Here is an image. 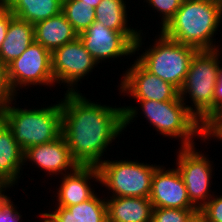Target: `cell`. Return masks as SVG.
<instances>
[{"instance_id": "obj_1", "label": "cell", "mask_w": 222, "mask_h": 222, "mask_svg": "<svg viewBox=\"0 0 222 222\" xmlns=\"http://www.w3.org/2000/svg\"><path fill=\"white\" fill-rule=\"evenodd\" d=\"M79 92H66L60 100L62 135L79 166L98 167L107 146L138 117V108L101 105Z\"/></svg>"}, {"instance_id": "obj_2", "label": "cell", "mask_w": 222, "mask_h": 222, "mask_svg": "<svg viewBox=\"0 0 222 222\" xmlns=\"http://www.w3.org/2000/svg\"><path fill=\"white\" fill-rule=\"evenodd\" d=\"M221 20L222 7L218 0H183L175 16L160 32L198 51L217 50L219 47L213 40Z\"/></svg>"}, {"instance_id": "obj_3", "label": "cell", "mask_w": 222, "mask_h": 222, "mask_svg": "<svg viewBox=\"0 0 222 222\" xmlns=\"http://www.w3.org/2000/svg\"><path fill=\"white\" fill-rule=\"evenodd\" d=\"M12 99L0 110V118L11 129L15 141L25 151L28 147L52 142L62 135L61 102L42 108H17Z\"/></svg>"}, {"instance_id": "obj_4", "label": "cell", "mask_w": 222, "mask_h": 222, "mask_svg": "<svg viewBox=\"0 0 222 222\" xmlns=\"http://www.w3.org/2000/svg\"><path fill=\"white\" fill-rule=\"evenodd\" d=\"M220 55L219 49L197 51L190 61L185 82L179 90V96L184 103L189 96L193 102L189 111L203 126L214 117V92L221 64Z\"/></svg>"}, {"instance_id": "obj_5", "label": "cell", "mask_w": 222, "mask_h": 222, "mask_svg": "<svg viewBox=\"0 0 222 222\" xmlns=\"http://www.w3.org/2000/svg\"><path fill=\"white\" fill-rule=\"evenodd\" d=\"M139 102L144 117L161 135L181 139V147L194 144L195 136L204 140V126L189 111V105L178 96L175 100L152 101L135 100Z\"/></svg>"}, {"instance_id": "obj_6", "label": "cell", "mask_w": 222, "mask_h": 222, "mask_svg": "<svg viewBox=\"0 0 222 222\" xmlns=\"http://www.w3.org/2000/svg\"><path fill=\"white\" fill-rule=\"evenodd\" d=\"M152 47L139 55L137 61L149 72L180 90L185 82L196 48L167 38L162 32Z\"/></svg>"}, {"instance_id": "obj_7", "label": "cell", "mask_w": 222, "mask_h": 222, "mask_svg": "<svg viewBox=\"0 0 222 222\" xmlns=\"http://www.w3.org/2000/svg\"><path fill=\"white\" fill-rule=\"evenodd\" d=\"M159 165L138 161L104 160L99 166L100 184L111 190L109 197L149 198L152 178Z\"/></svg>"}, {"instance_id": "obj_8", "label": "cell", "mask_w": 222, "mask_h": 222, "mask_svg": "<svg viewBox=\"0 0 222 222\" xmlns=\"http://www.w3.org/2000/svg\"><path fill=\"white\" fill-rule=\"evenodd\" d=\"M78 37L98 64L109 58L114 60L117 57L131 56L140 50L143 43L141 32L114 31L97 21Z\"/></svg>"}, {"instance_id": "obj_9", "label": "cell", "mask_w": 222, "mask_h": 222, "mask_svg": "<svg viewBox=\"0 0 222 222\" xmlns=\"http://www.w3.org/2000/svg\"><path fill=\"white\" fill-rule=\"evenodd\" d=\"M7 79L15 96L20 88L26 86H53L55 81L52 75L51 52L34 41L20 57L7 66Z\"/></svg>"}, {"instance_id": "obj_10", "label": "cell", "mask_w": 222, "mask_h": 222, "mask_svg": "<svg viewBox=\"0 0 222 222\" xmlns=\"http://www.w3.org/2000/svg\"><path fill=\"white\" fill-rule=\"evenodd\" d=\"M180 148L176 157L177 170L186 186L190 201L201 209L214 195L210 194L213 175L212 161L202 151H196L195 145Z\"/></svg>"}, {"instance_id": "obj_11", "label": "cell", "mask_w": 222, "mask_h": 222, "mask_svg": "<svg viewBox=\"0 0 222 222\" xmlns=\"http://www.w3.org/2000/svg\"><path fill=\"white\" fill-rule=\"evenodd\" d=\"M51 60L54 81L67 84L66 92H77V83L98 64L79 37L53 51Z\"/></svg>"}, {"instance_id": "obj_12", "label": "cell", "mask_w": 222, "mask_h": 222, "mask_svg": "<svg viewBox=\"0 0 222 222\" xmlns=\"http://www.w3.org/2000/svg\"><path fill=\"white\" fill-rule=\"evenodd\" d=\"M125 74V75H124ZM123 74L120 93L137 100L169 101L179 96V90L171 83L147 71L137 60Z\"/></svg>"}, {"instance_id": "obj_13", "label": "cell", "mask_w": 222, "mask_h": 222, "mask_svg": "<svg viewBox=\"0 0 222 222\" xmlns=\"http://www.w3.org/2000/svg\"><path fill=\"white\" fill-rule=\"evenodd\" d=\"M160 165L155 169L149 199L155 208L198 209L188 196L183 179L176 169Z\"/></svg>"}, {"instance_id": "obj_14", "label": "cell", "mask_w": 222, "mask_h": 222, "mask_svg": "<svg viewBox=\"0 0 222 222\" xmlns=\"http://www.w3.org/2000/svg\"><path fill=\"white\" fill-rule=\"evenodd\" d=\"M23 161L24 164L27 161H31L38 168L40 167L45 172L47 171L49 176L52 174L53 176L58 174L65 175L79 167L78 163L73 159L63 135L52 142L28 147L24 151Z\"/></svg>"}, {"instance_id": "obj_15", "label": "cell", "mask_w": 222, "mask_h": 222, "mask_svg": "<svg viewBox=\"0 0 222 222\" xmlns=\"http://www.w3.org/2000/svg\"><path fill=\"white\" fill-rule=\"evenodd\" d=\"M56 197L57 206L68 207L90 199L95 193L91 188V179L100 182L96 166H79L75 171L63 175Z\"/></svg>"}, {"instance_id": "obj_16", "label": "cell", "mask_w": 222, "mask_h": 222, "mask_svg": "<svg viewBox=\"0 0 222 222\" xmlns=\"http://www.w3.org/2000/svg\"><path fill=\"white\" fill-rule=\"evenodd\" d=\"M106 199L107 222H151L153 205L144 197Z\"/></svg>"}, {"instance_id": "obj_17", "label": "cell", "mask_w": 222, "mask_h": 222, "mask_svg": "<svg viewBox=\"0 0 222 222\" xmlns=\"http://www.w3.org/2000/svg\"><path fill=\"white\" fill-rule=\"evenodd\" d=\"M77 37L78 34L62 12L34 24V41L51 53Z\"/></svg>"}, {"instance_id": "obj_18", "label": "cell", "mask_w": 222, "mask_h": 222, "mask_svg": "<svg viewBox=\"0 0 222 222\" xmlns=\"http://www.w3.org/2000/svg\"><path fill=\"white\" fill-rule=\"evenodd\" d=\"M34 42V25L13 16L0 48V61L7 67Z\"/></svg>"}, {"instance_id": "obj_19", "label": "cell", "mask_w": 222, "mask_h": 222, "mask_svg": "<svg viewBox=\"0 0 222 222\" xmlns=\"http://www.w3.org/2000/svg\"><path fill=\"white\" fill-rule=\"evenodd\" d=\"M23 154L11 129L0 118V174L11 186L16 185L24 168Z\"/></svg>"}, {"instance_id": "obj_20", "label": "cell", "mask_w": 222, "mask_h": 222, "mask_svg": "<svg viewBox=\"0 0 222 222\" xmlns=\"http://www.w3.org/2000/svg\"><path fill=\"white\" fill-rule=\"evenodd\" d=\"M56 207L54 212L49 214L57 222H107L106 198L102 200L96 193L77 205Z\"/></svg>"}, {"instance_id": "obj_21", "label": "cell", "mask_w": 222, "mask_h": 222, "mask_svg": "<svg viewBox=\"0 0 222 222\" xmlns=\"http://www.w3.org/2000/svg\"><path fill=\"white\" fill-rule=\"evenodd\" d=\"M63 0H5L13 16L31 24L47 20L62 12Z\"/></svg>"}, {"instance_id": "obj_22", "label": "cell", "mask_w": 222, "mask_h": 222, "mask_svg": "<svg viewBox=\"0 0 222 222\" xmlns=\"http://www.w3.org/2000/svg\"><path fill=\"white\" fill-rule=\"evenodd\" d=\"M125 0H102L95 8V21L106 28L119 32H142L128 26Z\"/></svg>"}, {"instance_id": "obj_23", "label": "cell", "mask_w": 222, "mask_h": 222, "mask_svg": "<svg viewBox=\"0 0 222 222\" xmlns=\"http://www.w3.org/2000/svg\"><path fill=\"white\" fill-rule=\"evenodd\" d=\"M62 13L78 35L95 22V9L80 0H63Z\"/></svg>"}, {"instance_id": "obj_24", "label": "cell", "mask_w": 222, "mask_h": 222, "mask_svg": "<svg viewBox=\"0 0 222 222\" xmlns=\"http://www.w3.org/2000/svg\"><path fill=\"white\" fill-rule=\"evenodd\" d=\"M197 209H174L153 207L151 222H187Z\"/></svg>"}, {"instance_id": "obj_25", "label": "cell", "mask_w": 222, "mask_h": 222, "mask_svg": "<svg viewBox=\"0 0 222 222\" xmlns=\"http://www.w3.org/2000/svg\"><path fill=\"white\" fill-rule=\"evenodd\" d=\"M182 1L183 0H145V2L149 3V6H152V10L159 12V15L161 13V29H163L175 16Z\"/></svg>"}, {"instance_id": "obj_26", "label": "cell", "mask_w": 222, "mask_h": 222, "mask_svg": "<svg viewBox=\"0 0 222 222\" xmlns=\"http://www.w3.org/2000/svg\"><path fill=\"white\" fill-rule=\"evenodd\" d=\"M200 210L208 222H222V196L213 195Z\"/></svg>"}, {"instance_id": "obj_27", "label": "cell", "mask_w": 222, "mask_h": 222, "mask_svg": "<svg viewBox=\"0 0 222 222\" xmlns=\"http://www.w3.org/2000/svg\"><path fill=\"white\" fill-rule=\"evenodd\" d=\"M13 203L9 196L0 197V222H20L22 215Z\"/></svg>"}, {"instance_id": "obj_28", "label": "cell", "mask_w": 222, "mask_h": 222, "mask_svg": "<svg viewBox=\"0 0 222 222\" xmlns=\"http://www.w3.org/2000/svg\"><path fill=\"white\" fill-rule=\"evenodd\" d=\"M14 98L7 79V67L0 61V110Z\"/></svg>"}, {"instance_id": "obj_29", "label": "cell", "mask_w": 222, "mask_h": 222, "mask_svg": "<svg viewBox=\"0 0 222 222\" xmlns=\"http://www.w3.org/2000/svg\"><path fill=\"white\" fill-rule=\"evenodd\" d=\"M213 137L222 140V110L204 126V139L208 141Z\"/></svg>"}, {"instance_id": "obj_30", "label": "cell", "mask_w": 222, "mask_h": 222, "mask_svg": "<svg viewBox=\"0 0 222 222\" xmlns=\"http://www.w3.org/2000/svg\"><path fill=\"white\" fill-rule=\"evenodd\" d=\"M13 14L7 10L5 2H0V48L5 40L8 25Z\"/></svg>"}, {"instance_id": "obj_31", "label": "cell", "mask_w": 222, "mask_h": 222, "mask_svg": "<svg viewBox=\"0 0 222 222\" xmlns=\"http://www.w3.org/2000/svg\"><path fill=\"white\" fill-rule=\"evenodd\" d=\"M222 110V67H219L217 84L214 92V116Z\"/></svg>"}, {"instance_id": "obj_32", "label": "cell", "mask_w": 222, "mask_h": 222, "mask_svg": "<svg viewBox=\"0 0 222 222\" xmlns=\"http://www.w3.org/2000/svg\"><path fill=\"white\" fill-rule=\"evenodd\" d=\"M187 222H208L205 214L197 209L188 218Z\"/></svg>"}, {"instance_id": "obj_33", "label": "cell", "mask_w": 222, "mask_h": 222, "mask_svg": "<svg viewBox=\"0 0 222 222\" xmlns=\"http://www.w3.org/2000/svg\"><path fill=\"white\" fill-rule=\"evenodd\" d=\"M10 187L11 185L0 174V197L8 196L3 192Z\"/></svg>"}, {"instance_id": "obj_34", "label": "cell", "mask_w": 222, "mask_h": 222, "mask_svg": "<svg viewBox=\"0 0 222 222\" xmlns=\"http://www.w3.org/2000/svg\"><path fill=\"white\" fill-rule=\"evenodd\" d=\"M40 216L44 219H42V222H57L50 214L48 213H41Z\"/></svg>"}, {"instance_id": "obj_35", "label": "cell", "mask_w": 222, "mask_h": 222, "mask_svg": "<svg viewBox=\"0 0 222 222\" xmlns=\"http://www.w3.org/2000/svg\"><path fill=\"white\" fill-rule=\"evenodd\" d=\"M80 1L88 5H91L95 9L102 0H80Z\"/></svg>"}, {"instance_id": "obj_36", "label": "cell", "mask_w": 222, "mask_h": 222, "mask_svg": "<svg viewBox=\"0 0 222 222\" xmlns=\"http://www.w3.org/2000/svg\"><path fill=\"white\" fill-rule=\"evenodd\" d=\"M218 1H219L220 5H221V7H222V0H218Z\"/></svg>"}]
</instances>
